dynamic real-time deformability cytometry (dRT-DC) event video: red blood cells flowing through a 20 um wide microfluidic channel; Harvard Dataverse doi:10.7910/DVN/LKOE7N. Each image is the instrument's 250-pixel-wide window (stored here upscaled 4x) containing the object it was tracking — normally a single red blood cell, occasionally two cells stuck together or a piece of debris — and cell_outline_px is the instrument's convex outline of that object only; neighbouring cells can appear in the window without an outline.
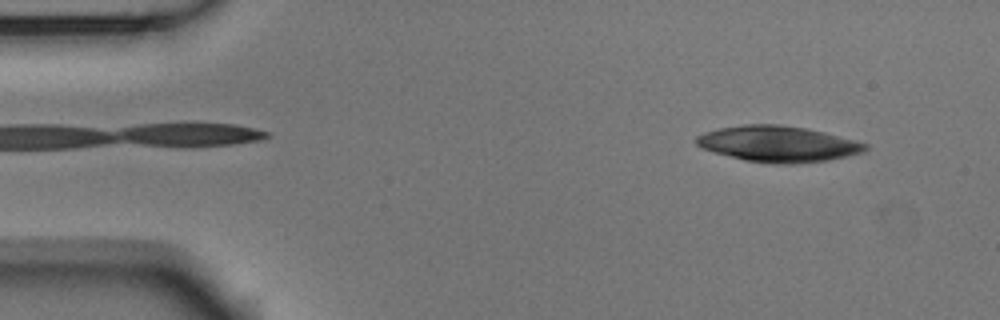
{"species": "Egyptian fruit bat (a non-hibernating species)", "species_latin": "Rousettus aegyptiacus", "temperature_condition": "room temperature", "stored_images_in_passage": 51, "camera_frame_rate_fps": 3000, "um_per_image_px": 0.085, "animal": {"sex": "male"}, "frame": {"image": 1, "passage_image": 4, "time_ms": 1.0, "image_size_px": [1000, 320], "cell_outline_px": [[868, 148], [864, 152], [848, 156], [828, 160], [788, 164], [776, 164], [744, 160], [700, 148], [696, 144], [696, 136], [704, 132], [720, 128], [744, 124], [780, 124], [804, 128], [824, 132], [856, 140], [868, 144]], "centroid_in_image_um": [66.14, 12.23], "position_along_channel_um": 18.9, "area_um2": 35.37}}
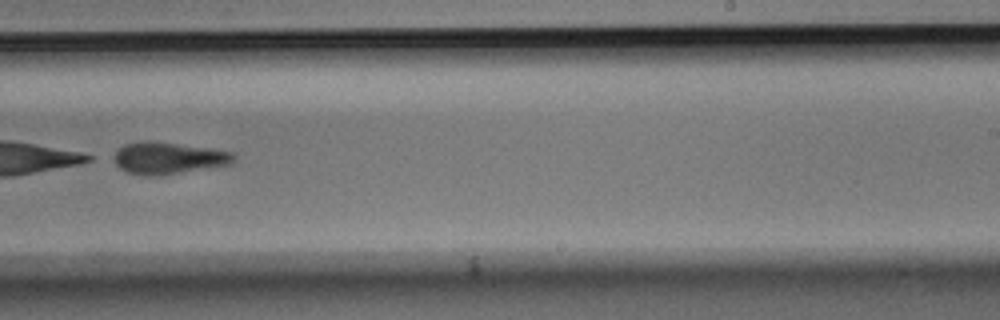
{"frame": {"image": 2, "passage_image": 32, "time_ms": 10.333, "image_size_px": [1000, 320], "cell_outline_px": [[236, 156], [228, 164], [152, 176], [148, 176], [128, 172], [120, 168], [116, 164], [116, 152], [124, 144], [144, 140], [208, 148], [232, 152]], "centroid_in_image_um": [14.26, 13.42], "position_along_channel_um": 274.7, "area_um2": 21.33}}